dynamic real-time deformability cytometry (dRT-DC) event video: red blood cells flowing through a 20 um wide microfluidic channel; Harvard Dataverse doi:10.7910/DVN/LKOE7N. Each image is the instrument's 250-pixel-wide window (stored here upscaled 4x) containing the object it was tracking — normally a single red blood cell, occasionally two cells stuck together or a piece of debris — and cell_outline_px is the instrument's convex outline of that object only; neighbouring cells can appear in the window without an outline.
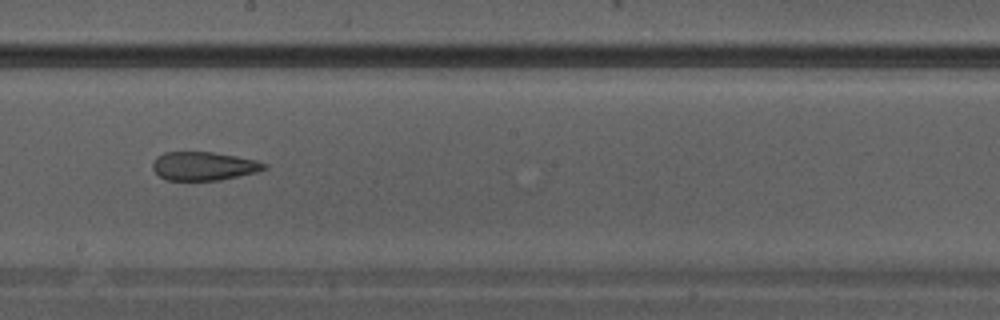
{"species": "Egyptian fruit bat (a non-hibernating species)", "species_latin": "Rousettus aegyptiacus", "temperature_condition": "warm", "stored_images_in_passage": 12, "camera_frame_rate_fps": 3000, "um_per_image_px": 0.085, "animal": {"sex": "male"}, "frame": {"image": 1, "passage_image": 9, "time_ms": 2.667, "image_size_px": [1000, 320], "cell_outline_px": [[268, 168], [256, 172], [220, 180], [164, 180], [152, 168], [152, 164], [156, 156], [164, 152], [212, 152], [236, 156], [256, 160], [268, 164]], "centroid_in_image_um": [17.31, 14.11], "position_along_channel_um": 230.9, "area_um2": 18.61}}